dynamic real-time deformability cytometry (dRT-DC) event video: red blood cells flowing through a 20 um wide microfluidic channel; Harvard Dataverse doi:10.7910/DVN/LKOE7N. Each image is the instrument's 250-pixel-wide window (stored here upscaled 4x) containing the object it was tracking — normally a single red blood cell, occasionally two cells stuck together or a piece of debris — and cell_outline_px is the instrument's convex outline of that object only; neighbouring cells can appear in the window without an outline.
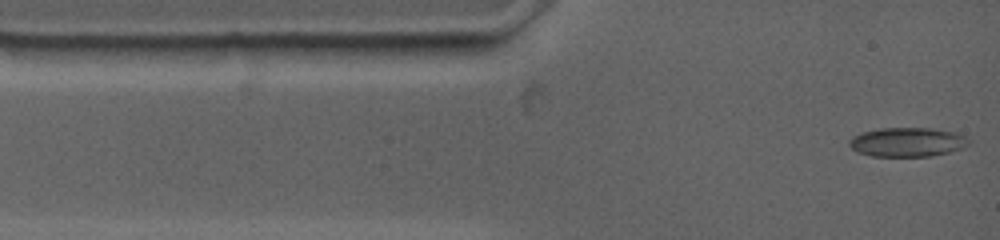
{"species": "common noctule bat (a hibernating species)", "species_latin": "Nyctalus noctula", "temperature_condition": "warm", "stored_images_in_passage": 2, "camera_frame_rate_fps": 4500, "um_per_image_px": 0.085, "animal": {"sex": "female", "body_mass_g": 19.0, "forearm_length_mm": 53.3}, "frame": {"image": 1, "passage_image": 2, "time_ms": 0.222, "image_size_px": [1000, 240], "cell_outline_px": [[972, 140], [968, 144], [960, 148], [948, 152], [932, 156], [872, 156], [856, 152], [848, 144], [848, 140], [852, 136], [860, 132], [880, 128], [932, 128], [952, 132], [964, 136]], "centroid_in_image_um": [77.06, 12.07], "position_along_channel_um": 7.9, "area_um2": 20.35}}